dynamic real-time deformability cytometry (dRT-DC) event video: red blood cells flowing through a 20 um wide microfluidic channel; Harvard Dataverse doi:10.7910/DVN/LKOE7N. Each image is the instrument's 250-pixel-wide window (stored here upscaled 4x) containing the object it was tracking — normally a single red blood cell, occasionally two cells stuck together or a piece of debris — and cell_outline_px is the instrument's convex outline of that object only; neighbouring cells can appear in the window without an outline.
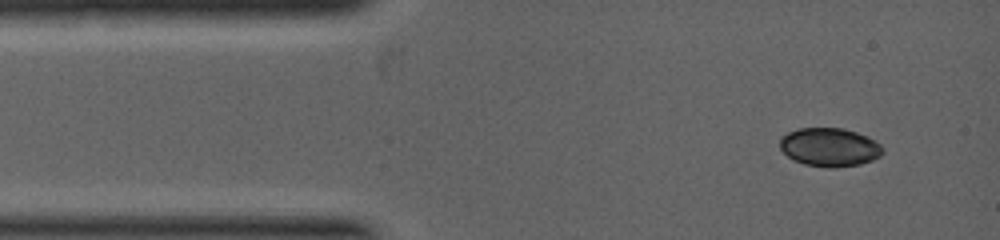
{"species": "common noctule bat (a hibernating species)", "species_latin": "Nyctalus noctula", "temperature_condition": "warm", "stored_images_in_passage": 3, "camera_frame_rate_fps": 5000, "um_per_image_px": 0.085, "animal": {"sex": "female", "body_mass_g": 19.0, "forearm_length_mm": 53.3}, "frame": {"image": 1, "passage_image": 1, "time_ms": 0.0, "image_size_px": [1000, 240], "cell_outline_px": [[880, 156], [872, 160], [860, 164], [832, 168], [828, 168], [804, 164], [792, 160], [780, 148], [780, 136], [788, 132], [800, 128], [844, 128], [868, 136], [880, 144]], "centroid_in_image_um": [70.47, 12.51], "position_along_channel_um": 14.5, "area_um2": 23.06}}